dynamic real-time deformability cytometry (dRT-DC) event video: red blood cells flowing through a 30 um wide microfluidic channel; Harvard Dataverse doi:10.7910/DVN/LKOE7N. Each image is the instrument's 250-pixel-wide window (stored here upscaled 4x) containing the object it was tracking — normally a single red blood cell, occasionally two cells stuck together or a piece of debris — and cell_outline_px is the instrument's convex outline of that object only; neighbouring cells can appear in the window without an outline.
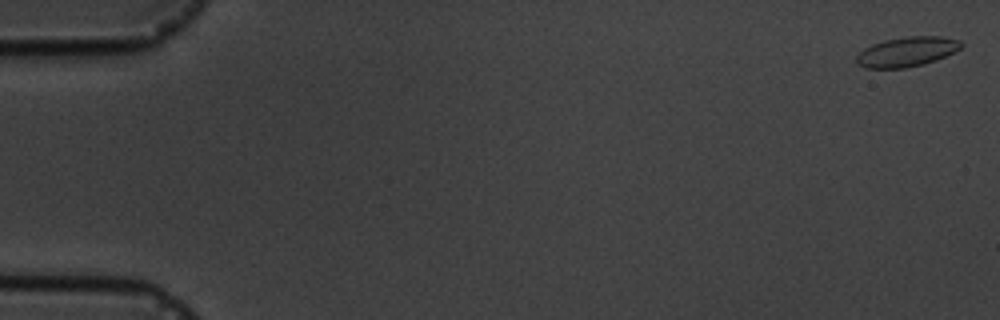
{"species": "common noctule bat (a hibernating species)", "species_latin": "Nyctalus noctula", "temperature_condition": "cold", "stored_images_in_passage": 17, "camera_frame_rate_fps": 3000, "um_per_image_px": 0.085, "animal": {"sex": "male", "body_mass_g": 19.5, "forearm_length_mm": 54.6}, "frame": {"image": 1, "passage_image": 1, "time_ms": 0.0, "image_size_px": [1000, 320], "cell_outline_px": [[964, 44], [960, 48], [936, 60], [924, 64], [904, 68], [864, 68], [856, 64], [856, 56], [864, 48], [872, 44], [884, 40], [908, 36], [944, 36], [960, 40]], "centroid_in_image_um": [77.06, 4.39], "position_along_channel_um": 7.9, "area_um2": 18.21}}
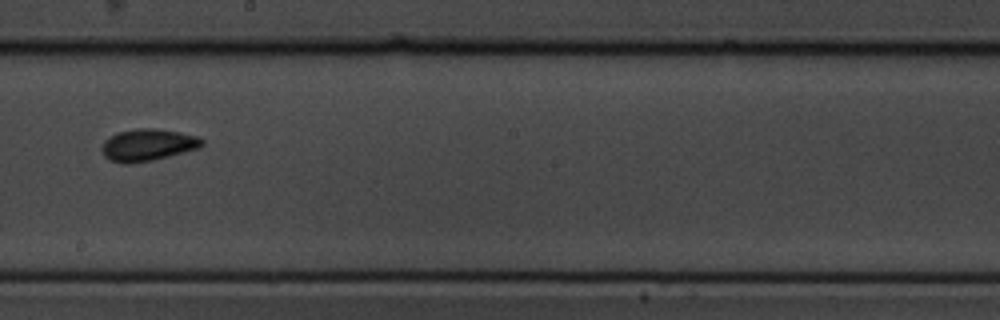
{"frame": {"image": 2, "passage_image": 10, "time_ms": 10.333, "image_size_px": [1000, 320], "cell_outline_px": [[204, 144], [200, 148], [152, 160], [128, 164], [120, 164], [108, 160], [104, 156], [100, 148], [104, 140], [116, 132], [136, 128], [156, 128], [180, 132], [200, 136], [204, 140]], "centroid_in_image_um": [12.54, 12.31], "position_along_channel_um": 235.7, "area_um2": 19.07}}
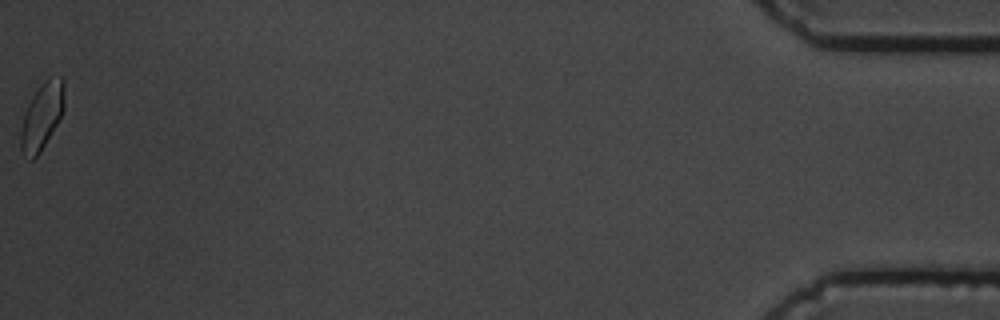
{"frame": {"image": 3, "passage_image": 17, "time_ms": 18.333, "image_size_px": [1000, 320], "cell_outline_px": [[64, 108], [56, 124], [40, 152], [32, 160], [28, 160], [20, 148], [20, 108], [44, 80], [48, 76], [60, 76], [64, 80]], "centroid_in_image_um": [3.48, 9.81], "position_along_channel_um": 431.7, "area_um2": 17.8}, "authors_computed_cell_mechanics": {"area_um2": 17.7446, "velocity_mm_per_s": 3.63, "shape_relaxation_time_tau1_ms": 2.7255, "shape_relaxation_time_tau2_ms": 2.3016, "deformation_change_tau1": 0.0691, "deformation_change_tau2": 0.0365}}